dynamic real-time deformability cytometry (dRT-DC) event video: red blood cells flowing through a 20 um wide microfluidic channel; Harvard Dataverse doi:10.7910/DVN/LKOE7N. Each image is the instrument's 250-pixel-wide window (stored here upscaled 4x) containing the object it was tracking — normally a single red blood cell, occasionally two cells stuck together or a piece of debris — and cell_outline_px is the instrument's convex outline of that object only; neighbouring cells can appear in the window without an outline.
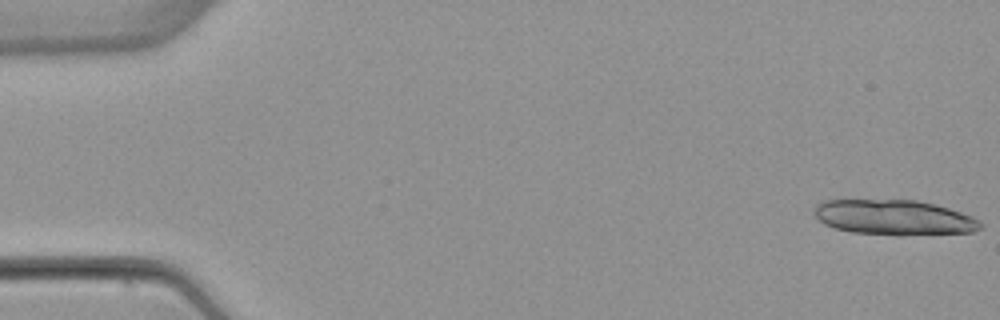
{"species": "common noctule bat (a hibernating species)", "species_latin": "Nyctalus noctula", "temperature_condition": "warm", "stored_images_in_passage": 15, "camera_frame_rate_fps": 3000, "um_per_image_px": 0.085, "animal": {"sex": "female", "body_mass_g": 22.7, "forearm_length_mm": 54.2}, "frame": {"image": 1, "passage_image": 1, "time_ms": 0.0, "image_size_px": [1000, 320], "cell_outline_px": [[984, 224], [980, 228], [972, 232], [900, 236], [896, 236], [852, 232], [836, 228], [824, 224], [816, 216], [816, 204], [820, 200], [916, 200], [936, 204], [972, 216], [980, 220]], "centroid_in_image_um": [76.03, 18.49], "position_along_channel_um": 9.0, "area_um2": 34.28}}